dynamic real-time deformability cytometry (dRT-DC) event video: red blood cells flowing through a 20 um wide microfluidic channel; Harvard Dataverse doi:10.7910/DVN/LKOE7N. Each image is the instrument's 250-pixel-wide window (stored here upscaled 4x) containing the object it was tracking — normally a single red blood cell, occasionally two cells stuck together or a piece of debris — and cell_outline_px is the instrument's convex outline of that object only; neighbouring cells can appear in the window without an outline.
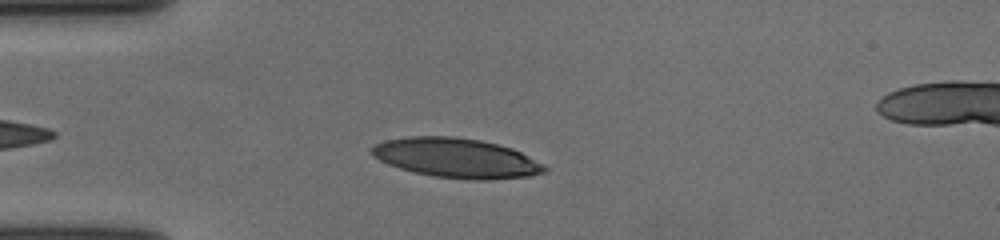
{"species": "human", "species_latin": "Homo sapiens", "temperature_condition": "cold", "stored_images_in_passage": 41, "camera_frame_rate_fps": 3000, "um_per_image_px": 0.085, "donor": {"sex": "female"}, "frame": {"image": 1, "passage_image": 5, "time_ms": 1.333, "image_size_px": [1000, 240], "cell_outline_px": [[548, 168], [544, 172], [532, 176], [488, 180], [472, 180], [432, 176], [400, 168], [388, 164], [372, 156], [368, 152], [368, 148], [384, 140], [408, 136], [452, 136], [480, 140], [512, 148], [544, 164]], "centroid_in_image_um": [38.76, 13.43], "position_along_channel_um": 46.2, "area_um2": 40.06}}
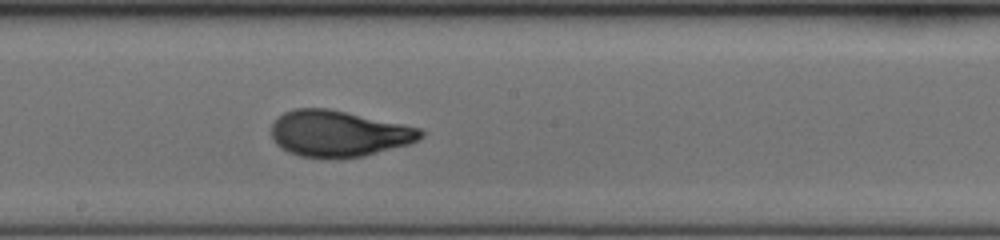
{"frame": {"image": 2, "passage_image": 21, "time_ms": 6.667, "image_size_px": [1000, 240], "cell_outline_px": [[424, 136], [408, 144], [364, 156], [336, 160], [300, 156], [288, 152], [276, 144], [272, 140], [272, 124], [284, 112], [292, 108], [328, 108], [404, 124], [420, 128], [424, 132]], "centroid_in_image_um": [28.77, 11.37], "position_along_channel_um": 219.4, "area_um2": 40.52}}
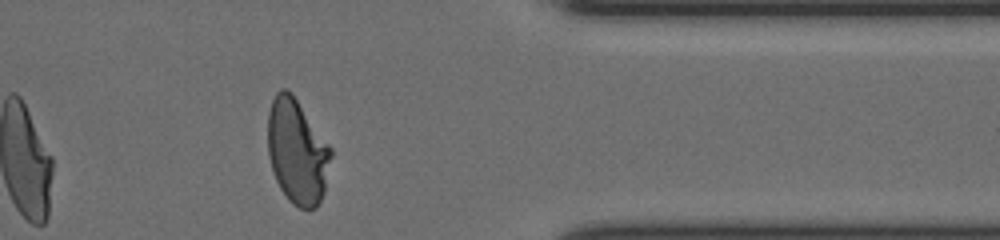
{"frame": {"image": 3, "passage_image": 36, "time_ms": 11.667, "image_size_px": [1000, 240], "cell_outline_px": [[332, 156], [324, 192], [316, 208], [308, 212], [292, 204], [288, 200], [280, 188], [276, 180], [268, 156], [268, 112], [272, 100], [276, 92], [280, 88], [288, 88], [292, 92], [332, 148]], "centroid_in_image_um": [25.26, 12.88], "position_along_channel_um": 386.1, "area_um2": 39.07}, "authors_computed_cell_mechanics": {"area_um2": 39.2462, "velocity_mm_per_s": 3.6406, "shape_relaxation_time_tau1_ms": 5.4261, "shape_relaxation_time_tau2_ms": 0.7872, "deformation_change_tau1": 0.2425, "deformation_change_tau2": 0.0603}}